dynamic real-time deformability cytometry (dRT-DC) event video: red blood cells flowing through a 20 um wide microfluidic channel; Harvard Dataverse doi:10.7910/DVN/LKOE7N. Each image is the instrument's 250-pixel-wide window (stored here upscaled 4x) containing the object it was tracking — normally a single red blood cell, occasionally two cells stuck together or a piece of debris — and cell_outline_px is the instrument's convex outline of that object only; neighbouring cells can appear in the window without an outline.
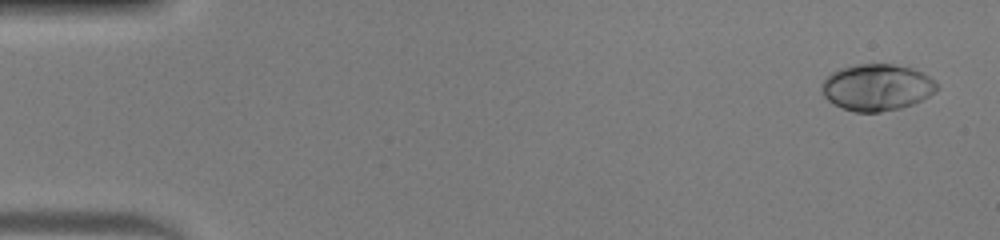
{"species": "human", "species_latin": "Homo sapiens", "temperature_condition": "warm", "stored_images_in_passage": 48, "camera_frame_rate_fps": 3000, "um_per_image_px": 0.085, "donor": {"sex": "male"}, "frame": {"image": 1, "passage_image": 2, "time_ms": 0.333, "image_size_px": [1000, 240], "cell_outline_px": [[940, 88], [936, 92], [912, 104], [900, 108], [880, 112], [856, 112], [844, 108], [828, 100], [824, 96], [820, 88], [820, 84], [832, 72], [840, 68], [856, 64], [892, 64], [912, 68], [936, 80]], "centroid_in_image_um": [74.54, 7.42], "position_along_channel_um": 10.5, "area_um2": 31.27}}
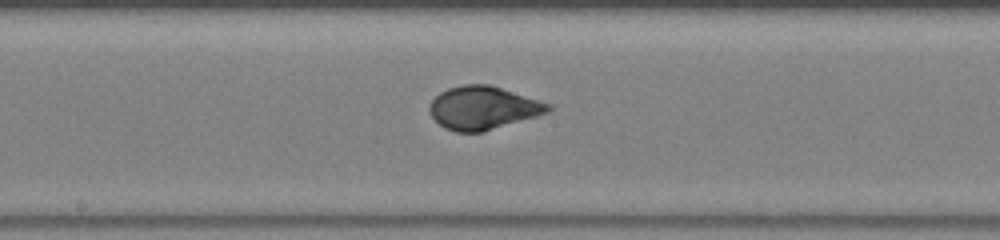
{"frame": {"image": 2, "passage_image": 26, "time_ms": 8.333, "image_size_px": [1000, 240], "cell_outline_px": [[552, 108], [548, 112], [536, 116], [480, 132], [456, 132], [444, 128], [428, 112], [428, 108], [432, 100], [440, 92], [448, 88], [464, 84], [488, 84], [552, 104]], "centroid_in_image_um": [41.03, 9.16], "position_along_channel_um": 207.2, "area_um2": 29.54}}
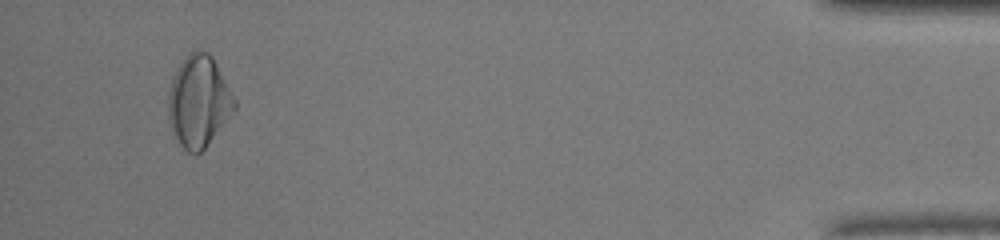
{"frame": {"image": 3, "passage_image": 46, "time_ms": 15.0, "image_size_px": [1000, 240], "cell_outline_px": [[236, 108], [204, 148], [200, 152], [188, 152], [172, 136], [168, 124], [168, 96], [172, 80], [176, 68], [188, 52], [196, 48], [208, 52], [212, 56], [236, 100]], "centroid_in_image_um": [16.85, 8.59], "position_along_channel_um": 418.3, "area_um2": 35.32}, "authors_computed_cell_mechanics": {"area_um2": 29.9404, "velocity_mm_per_s": 4.2585, "shape_relaxation_time_tau1_ms": 3.7866, "shape_relaxation_time_tau2_ms": null, "deformation_change_tau1": 0.1972, "deformation_change_tau2": null}}